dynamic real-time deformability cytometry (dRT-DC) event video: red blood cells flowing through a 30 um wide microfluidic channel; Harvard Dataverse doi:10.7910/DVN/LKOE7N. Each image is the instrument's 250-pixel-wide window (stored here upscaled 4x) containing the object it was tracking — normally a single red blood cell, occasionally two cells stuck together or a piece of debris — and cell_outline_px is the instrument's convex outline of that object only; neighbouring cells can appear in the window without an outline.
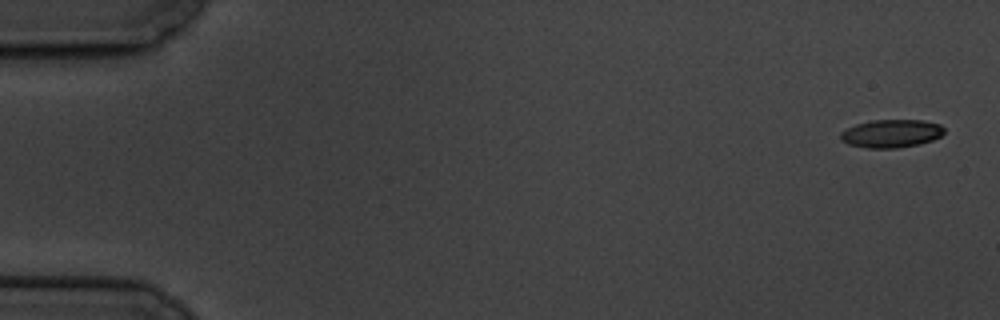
{"species": "common noctule bat (a hibernating species)", "species_latin": "Nyctalus noctula", "temperature_condition": "cold", "stored_images_in_passage": 9, "camera_frame_rate_fps": 3000, "um_per_image_px": 0.085, "animal": {"sex": "male", "body_mass_g": 19.5, "forearm_length_mm": 54.6}, "frame": {"image": 1, "passage_image": 1, "time_ms": 0.0, "image_size_px": [1000, 320], "cell_outline_px": [[944, 132], [940, 136], [932, 140], [920, 144], [896, 148], [868, 148], [848, 144], [840, 140], [840, 132], [856, 124], [872, 120], [924, 120], [940, 124], [944, 128]], "centroid_in_image_um": [75.76, 11.35], "position_along_channel_um": 9.2, "area_um2": 16.99}}
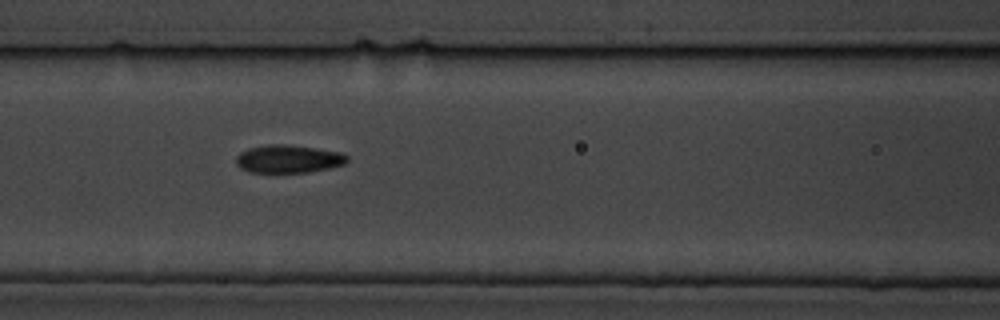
{"frame": {"image": 2, "passage_image": 7, "time_ms": 8.0, "image_size_px": [1000, 320], "cell_outline_px": [[348, 160], [344, 164], [328, 168], [308, 172], [248, 172], [240, 168], [236, 164], [236, 156], [240, 152], [248, 148], [268, 144], [280, 144], [316, 148], [340, 152], [348, 156]], "centroid_in_image_um": [24.48, 13.51], "position_along_channel_um": 142.1, "area_um2": 18.03}}
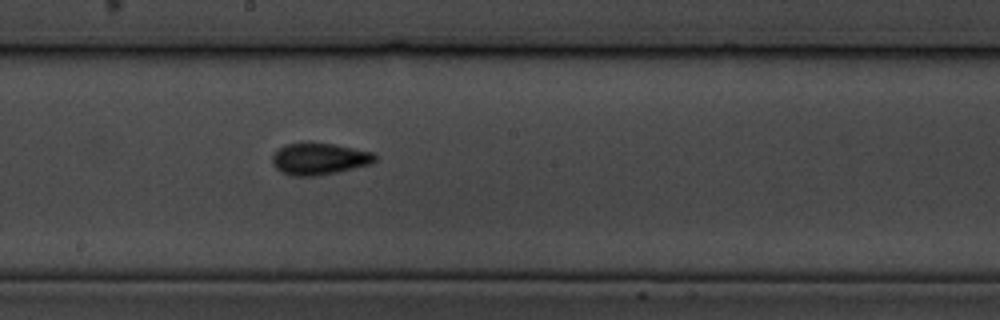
{"frame": {"image": 3, "passage_image": 9, "time_ms": 10.333, "image_size_px": [1000, 320], "cell_outline_px": [[376, 160], [372, 164], [336, 172], [316, 176], [292, 176], [280, 172], [272, 164], [272, 156], [284, 144], [308, 140], [332, 144], [372, 152], [376, 156]], "centroid_in_image_um": [27.09, 13.48], "position_along_channel_um": 221.1, "area_um2": 19.36}}